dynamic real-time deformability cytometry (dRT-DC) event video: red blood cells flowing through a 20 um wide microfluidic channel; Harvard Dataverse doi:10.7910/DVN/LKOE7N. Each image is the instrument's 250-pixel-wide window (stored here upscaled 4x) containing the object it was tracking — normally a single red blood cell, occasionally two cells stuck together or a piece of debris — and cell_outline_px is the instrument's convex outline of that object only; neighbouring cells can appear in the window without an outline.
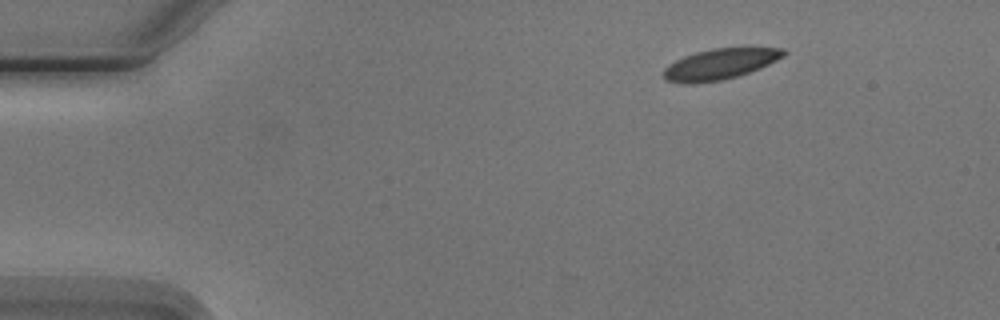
{"species": "Egyptian fruit bat (a non-hibernating species)", "species_latin": "Rousettus aegyptiacus", "temperature_condition": "cold", "stored_images_in_passage": 3, "camera_frame_rate_fps": 3000, "um_per_image_px": 0.085, "animal": {"sex": "male"}, "frame": {"image": 1, "passage_image": 1, "time_ms": 0.0, "image_size_px": [1000, 320], "cell_outline_px": [[788, 52], [784, 56], [760, 68], [736, 76], [720, 80], [692, 84], [684, 84], [664, 80], [664, 68], [668, 64], [684, 56], [696, 52], [712, 48], [784, 48]], "centroid_in_image_um": [61.17, 5.45], "position_along_channel_um": 23.8, "area_um2": 21.39}}